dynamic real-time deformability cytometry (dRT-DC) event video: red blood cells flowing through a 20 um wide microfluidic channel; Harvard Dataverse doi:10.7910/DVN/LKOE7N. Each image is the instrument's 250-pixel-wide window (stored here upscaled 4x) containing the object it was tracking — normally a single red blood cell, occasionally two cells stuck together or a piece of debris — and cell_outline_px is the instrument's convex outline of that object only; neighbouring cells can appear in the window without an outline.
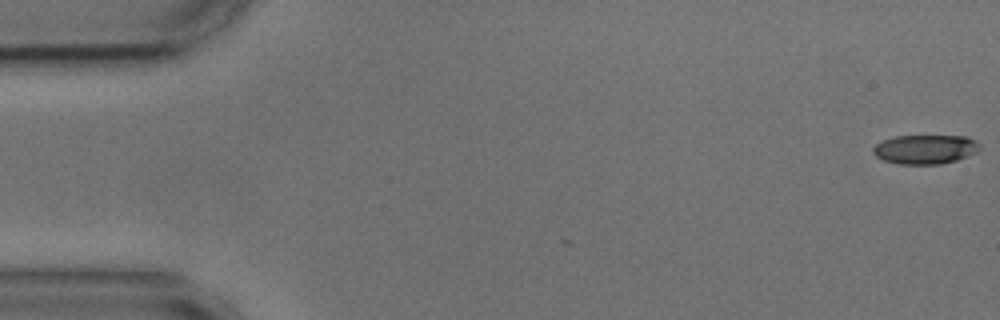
{"species": "common noctule bat (a hibernating species)", "species_latin": "Nyctalus noctula", "temperature_condition": "cold", "stored_images_in_passage": 3, "camera_frame_rate_fps": 3000, "um_per_image_px": 0.085, "animal": {"sex": "male", "body_mass_g": 17.9, "forearm_length_mm": 54.2}, "frame": {"image": 1, "passage_image": 1, "time_ms": 0.0, "image_size_px": [1000, 320], "cell_outline_px": [[980, 148], [976, 152], [956, 160], [940, 164], [900, 164], [884, 160], [876, 156], [872, 152], [872, 148], [876, 144], [884, 140], [896, 136], [964, 136], [976, 140], [980, 144]], "centroid_in_image_um": [78.64, 12.69], "position_along_channel_um": 6.4, "area_um2": 18.03}}